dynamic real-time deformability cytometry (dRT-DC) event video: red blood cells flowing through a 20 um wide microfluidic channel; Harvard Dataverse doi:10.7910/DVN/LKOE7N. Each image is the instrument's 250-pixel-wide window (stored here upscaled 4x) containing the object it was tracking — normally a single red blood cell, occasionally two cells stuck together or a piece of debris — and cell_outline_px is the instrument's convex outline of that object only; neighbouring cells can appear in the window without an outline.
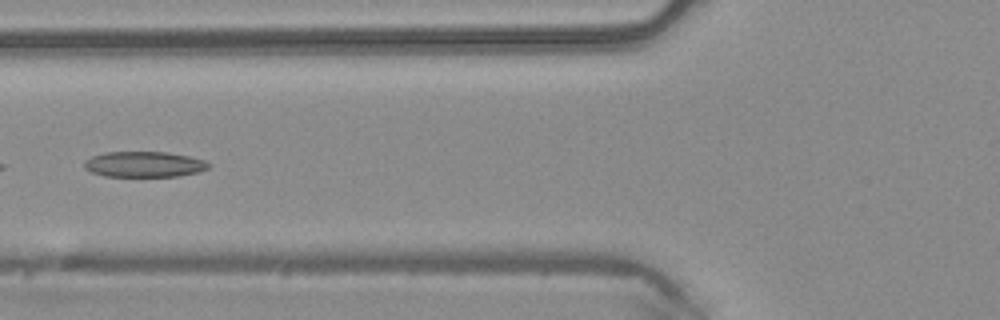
{"species": "common noctule bat (a hibernating species)", "species_latin": "Nyctalus noctula", "temperature_condition": "warm", "stored_images_in_passage": 3, "camera_frame_rate_fps": 3000, "um_per_image_px": 0.085, "animal": {"sex": "male", "body_mass_g": 20.4}, "frame": {"image": 1, "passage_image": 2, "time_ms": 0.333, "image_size_px": [1000, 320], "cell_outline_px": [[212, 164], [208, 168], [200, 172], [176, 176], [104, 176], [92, 172], [84, 168], [84, 160], [92, 156], [104, 152], [168, 152], [188, 156], [204, 160]], "centroid_in_image_um": [12.25, 13.96], "position_along_channel_um": 113.5, "area_um2": 18.61}}
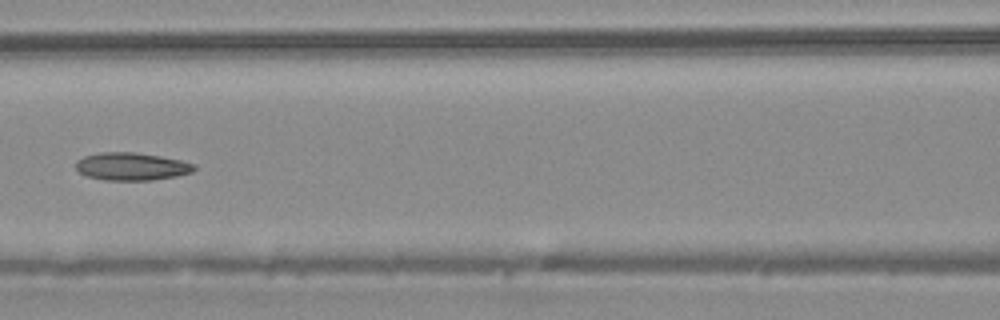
{"frame": {"image": 2, "passage_image": 3, "time_ms": 0.667, "image_size_px": [1000, 320], "cell_outline_px": [[196, 168], [192, 172], [176, 176], [152, 180], [104, 180], [88, 176], [80, 172], [76, 168], [76, 160], [84, 156], [100, 152], [136, 152], [160, 156], [180, 160], [196, 164]], "centroid_in_image_um": [11.19, 14.14], "position_along_channel_um": 155.4, "area_um2": 19.13}}